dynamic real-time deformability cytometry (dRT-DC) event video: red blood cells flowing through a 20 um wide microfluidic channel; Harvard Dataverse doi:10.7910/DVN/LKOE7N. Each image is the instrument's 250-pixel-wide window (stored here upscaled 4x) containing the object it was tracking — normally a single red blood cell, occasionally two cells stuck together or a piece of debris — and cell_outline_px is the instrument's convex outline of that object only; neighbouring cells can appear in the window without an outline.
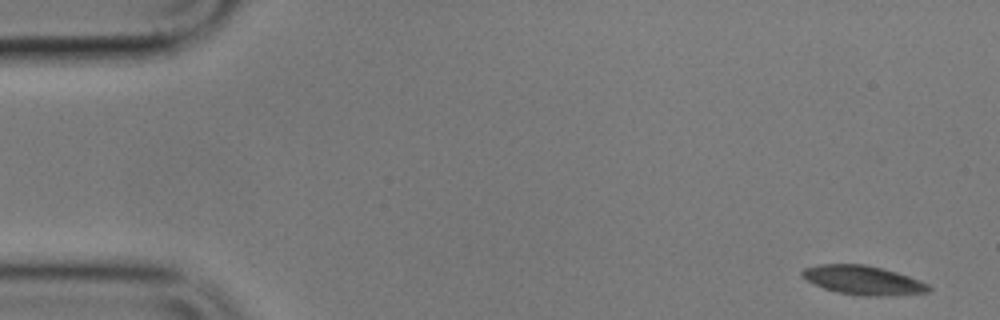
{"species": "common noctule bat (a hibernating species)", "species_latin": "Nyctalus noctula", "temperature_condition": "cold", "stored_images_in_passage": 5, "camera_frame_rate_fps": 3000, "um_per_image_px": 0.085, "animal": {"sex": "male", "body_mass_g": 17.9}, "frame": {"image": 1, "passage_image": 1, "time_ms": 0.0, "image_size_px": [1000, 320], "cell_outline_px": [[932, 288], [928, 292], [888, 296], [864, 296], [836, 292], [824, 288], [800, 276], [800, 272], [804, 268], [820, 264], [864, 264], [896, 272], [920, 280], [928, 284]], "centroid_in_image_um": [73.36, 23.82], "position_along_channel_um": 11.6, "area_um2": 21.33}}
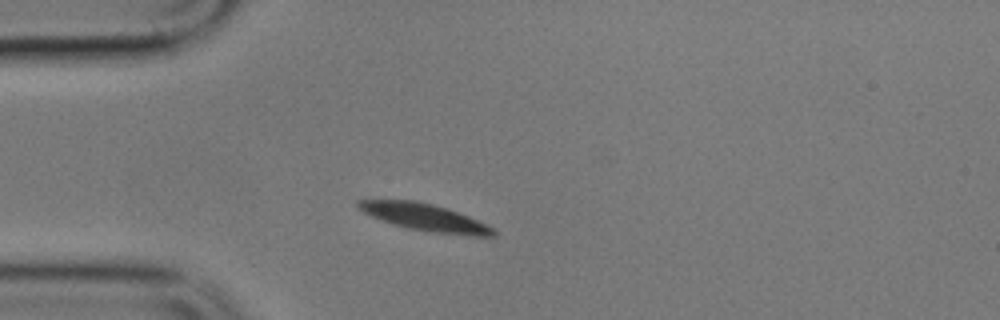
{"frame": {"image": 2, "passage_image": 5, "time_ms": 4.667, "image_size_px": [1000, 320], "cell_outline_px": [[496, 236], [476, 236], [436, 232], [408, 228], [372, 216], [356, 208], [356, 200], [416, 200], [448, 208], [468, 216], [496, 228]], "centroid_in_image_um": [36.15, 18.46], "position_along_channel_um": 48.9, "area_um2": 21.1}}